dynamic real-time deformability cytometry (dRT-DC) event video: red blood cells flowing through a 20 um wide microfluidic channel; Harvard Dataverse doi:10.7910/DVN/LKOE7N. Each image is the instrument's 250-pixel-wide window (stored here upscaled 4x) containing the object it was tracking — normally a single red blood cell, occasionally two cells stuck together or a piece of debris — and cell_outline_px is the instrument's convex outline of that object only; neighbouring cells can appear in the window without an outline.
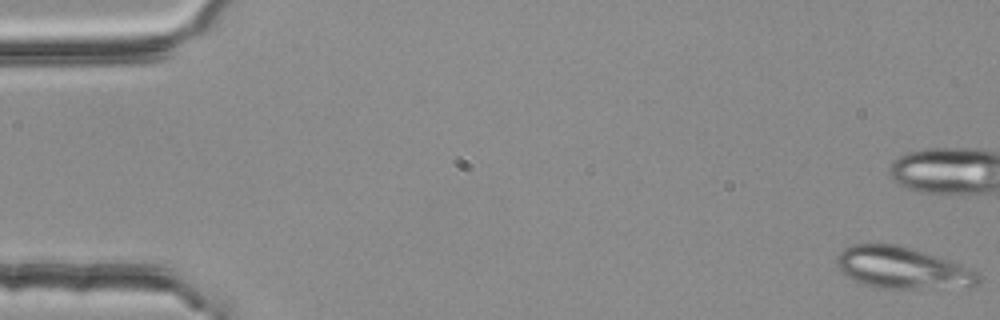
{"species": "common noctule bat (a hibernating species)", "species_latin": "Nyctalus noctula", "temperature_condition": "room temperature", "stored_images_in_passage": 6, "camera_frame_rate_fps": 3000, "um_per_image_px": 0.085, "animal": {"sex": "female", "body_mass_g": 25.1}, "frame": {"image": 1, "passage_image": 1, "time_ms": 0.0, "image_size_px": [1000, 320], "cell_outline_px": [[980, 284], [920, 288], [880, 288], [864, 284], [852, 280], [840, 272], [836, 264], [836, 256], [844, 248], [852, 244], [900, 244], [960, 264], [976, 272], [980, 276]], "centroid_in_image_um": [76.6, 22.75], "position_along_channel_um": 8.4, "area_um2": 33.99}}
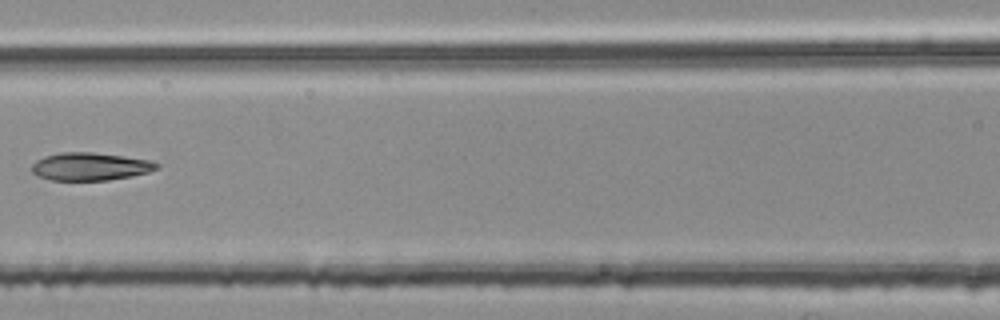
{"frame": {"image": 2, "passage_image": 6, "time_ms": 1.667, "image_size_px": [1000, 320], "cell_outline_px": [[160, 168], [148, 172], [132, 176], [108, 180], [52, 180], [36, 176], [32, 172], [32, 164], [36, 160], [44, 156], [60, 152], [92, 152], [124, 156], [148, 160], [160, 164]], "centroid_in_image_um": [7.65, 14.15], "position_along_channel_um": 158.9, "area_um2": 20.35}}